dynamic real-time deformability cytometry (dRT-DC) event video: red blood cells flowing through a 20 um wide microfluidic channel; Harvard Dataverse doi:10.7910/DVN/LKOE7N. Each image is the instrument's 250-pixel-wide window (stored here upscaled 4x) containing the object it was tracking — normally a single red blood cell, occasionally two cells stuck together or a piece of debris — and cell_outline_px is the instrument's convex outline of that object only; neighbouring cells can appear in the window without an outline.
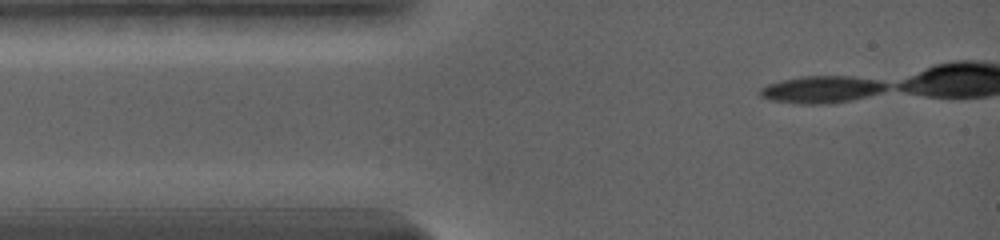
{"species": "common noctule bat (a hibernating species)", "species_latin": "Nyctalus noctula", "temperature_condition": "warm", "stored_images_in_passage": 21, "camera_frame_rate_fps": 5000, "um_per_image_px": 0.085, "animal": {"sex": "female", "body_mass_g": 19.0, "forearm_length_mm": 56.7}, "frame": {"image": 1, "passage_image": 1, "time_ms": 0.0, "image_size_px": [1000, 240], "cell_outline_px": [[888, 88], [880, 92], [848, 100], [812, 104], [776, 100], [764, 96], [760, 92], [760, 88], [768, 84], [784, 80], [808, 76], [848, 76], [872, 80], [888, 84]], "centroid_in_image_um": [69.85, 7.58], "position_along_channel_um": 15.2, "area_um2": 18.73}}
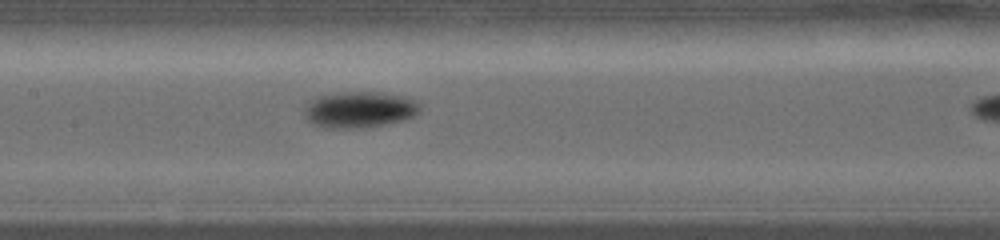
{"frame": {"image": 2, "passage_image": 14, "time_ms": 5.6, "image_size_px": [1000, 240], "cell_outline_px": [[420, 112], [404, 120], [364, 128], [324, 128], [312, 124], [304, 116], [304, 108], [308, 100], [316, 96], [340, 92], [384, 92], [408, 96], [416, 100], [420, 104]], "centroid_in_image_um": [30.54, 9.3], "position_along_channel_um": 176.9, "area_um2": 24.97}}
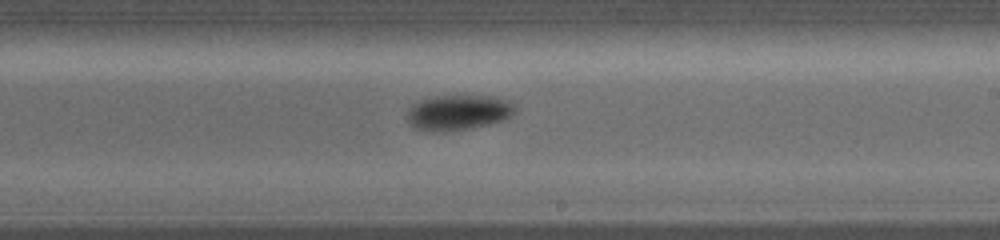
{"frame": {"image": 3, "passage_image": 19, "time_ms": 7.6, "image_size_px": [1000, 240], "cell_outline_px": [[516, 112], [512, 116], [504, 120], [488, 124], [468, 128], [444, 132], [424, 132], [416, 128], [408, 120], [408, 112], [412, 104], [420, 100], [436, 96], [460, 92], [492, 96], [512, 100], [516, 104]], "centroid_in_image_um": [39.02, 9.51], "position_along_channel_um": 250.0, "area_um2": 23.24}}